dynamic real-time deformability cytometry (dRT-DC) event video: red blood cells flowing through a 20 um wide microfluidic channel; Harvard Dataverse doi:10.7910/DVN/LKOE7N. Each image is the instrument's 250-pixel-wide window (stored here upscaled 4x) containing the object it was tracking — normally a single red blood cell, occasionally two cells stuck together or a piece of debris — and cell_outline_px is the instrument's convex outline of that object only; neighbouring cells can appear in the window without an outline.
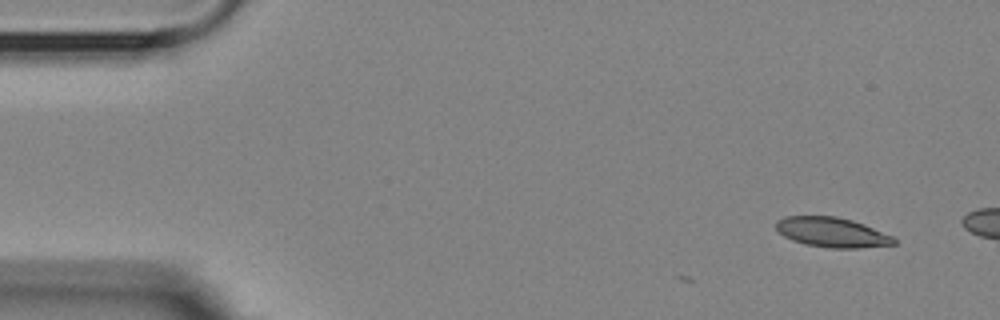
{"species": "Egyptian fruit bat (a non-hibernating species)", "species_latin": "Rousettus aegyptiacus", "temperature_condition": "room temperature", "stored_images_in_passage": 2, "segment_of_instrument_passage": [2, 2], "camera_frame_rate_fps": 3000, "um_per_image_px": 0.085, "animal": {"sex": "female"}, "frame": {"image": 1, "passage_image": 2, "time_ms": 1.333, "image_size_px": [1000, 320], "cell_outline_px": [[896, 244], [860, 248], [828, 248], [804, 244], [792, 240], [784, 236], [776, 228], [776, 220], [784, 216], [836, 216], [852, 220], [864, 224], [892, 236], [896, 240]], "centroid_in_image_um": [70.7, 19.75], "position_along_channel_um": 14.3, "area_um2": 20.52}}